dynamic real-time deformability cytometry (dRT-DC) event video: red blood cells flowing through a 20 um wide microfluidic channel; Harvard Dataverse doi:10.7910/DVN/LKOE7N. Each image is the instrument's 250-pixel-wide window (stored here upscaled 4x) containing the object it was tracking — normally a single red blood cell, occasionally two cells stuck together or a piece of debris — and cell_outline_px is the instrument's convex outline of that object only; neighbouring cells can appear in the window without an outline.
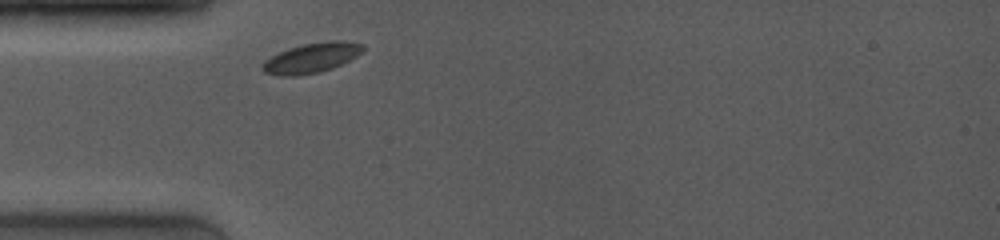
{"species": "common noctule bat (a hibernating species)", "species_latin": "Nyctalus noctula", "temperature_condition": "room temperature", "stored_images_in_passage": 27, "camera_frame_rate_fps": 4000, "um_per_image_px": 0.085, "animal": {"sex": "female", "body_mass_g": 19.0, "forearm_length_mm": 53.3}, "frame": {"image": 1, "passage_image": 1, "time_ms": 0.0, "image_size_px": [1000, 240], "cell_outline_px": [[364, 48], [356, 56], [332, 68], [320, 72], [296, 76], [280, 76], [264, 72], [260, 68], [264, 60], [288, 48], [304, 44], [328, 40], [344, 40], [364, 44]], "centroid_in_image_um": [26.46, 4.91], "position_along_channel_um": 58.5, "area_um2": 17.51}}
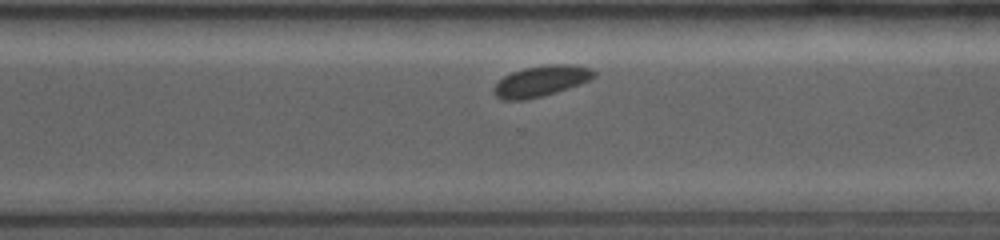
{"frame": {"image": 2, "passage_image": 21, "time_ms": 7.0, "image_size_px": [1000, 240], "cell_outline_px": [[596, 76], [588, 80], [568, 88], [540, 96], [524, 100], [504, 100], [496, 96], [492, 92], [492, 88], [504, 76], [512, 72], [524, 68], [548, 64], [572, 64], [592, 68], [596, 72]], "centroid_in_image_um": [45.98, 6.87], "position_along_channel_um": 324.6, "area_um2": 17.86}}
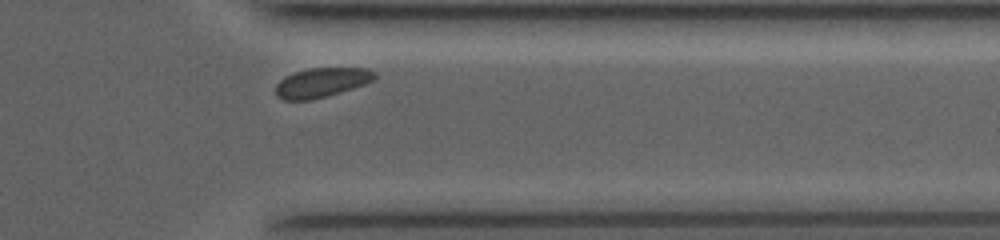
{"frame": {"image": 3, "passage_image": 25, "time_ms": 8.5, "image_size_px": [1000, 240], "cell_outline_px": [[376, 76], [372, 80], [364, 84], [340, 92], [308, 100], [284, 100], [276, 96], [276, 84], [284, 76], [292, 72], [308, 68], [368, 68], [376, 72]], "centroid_in_image_um": [27.3, 7.0], "position_along_channel_um": 384.1, "area_um2": 16.94}}